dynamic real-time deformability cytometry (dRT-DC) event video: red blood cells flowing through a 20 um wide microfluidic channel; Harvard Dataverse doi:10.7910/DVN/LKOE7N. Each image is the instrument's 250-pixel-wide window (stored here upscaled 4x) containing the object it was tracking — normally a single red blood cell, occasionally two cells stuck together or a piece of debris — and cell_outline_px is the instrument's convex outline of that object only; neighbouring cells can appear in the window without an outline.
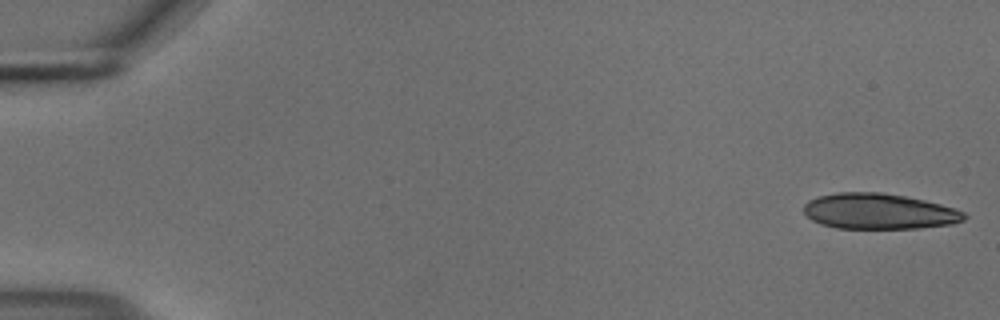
{"species": "common noctule bat (a hibernating species)", "species_latin": "Nyctalus noctula", "temperature_condition": "cold", "stored_images_in_passage": 55, "camera_frame_rate_fps": 3000, "um_per_image_px": 0.085, "animal": {"sex": "male", "body_mass_g": 18.8}, "frame": {"image": 1, "passage_image": 1, "time_ms": 0.0, "image_size_px": [1000, 320], "cell_outline_px": [[968, 216], [964, 220], [952, 224], [920, 228], [836, 228], [820, 224], [812, 220], [804, 212], [804, 204], [808, 200], [820, 196], [840, 192], [880, 192], [904, 196], [924, 200], [956, 208], [964, 212]], "centroid_in_image_um": [74.73, 17.96], "position_along_channel_um": 10.3, "area_um2": 33.35}}
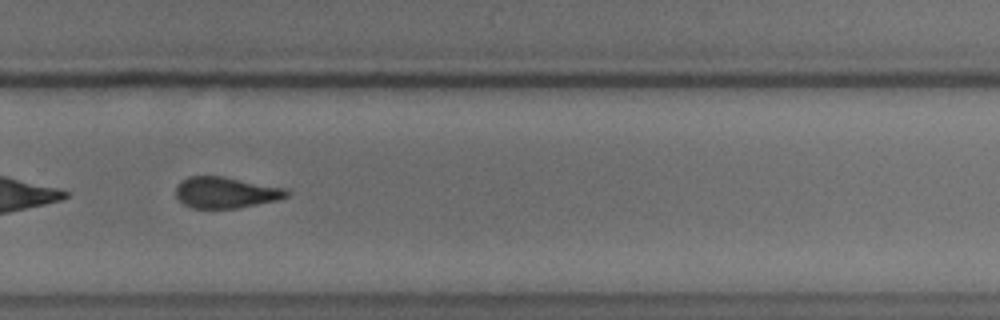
{"frame": {"image": 2, "passage_image": 38, "time_ms": 12.333, "image_size_px": [1000, 320], "cell_outline_px": [[292, 192], [288, 196], [276, 200], [236, 208], [192, 208], [184, 204], [176, 196], [176, 188], [180, 180], [188, 176], [224, 176], [288, 188]], "centroid_in_image_um": [19.21, 16.34], "position_along_channel_um": 310.6, "area_um2": 20.29}}
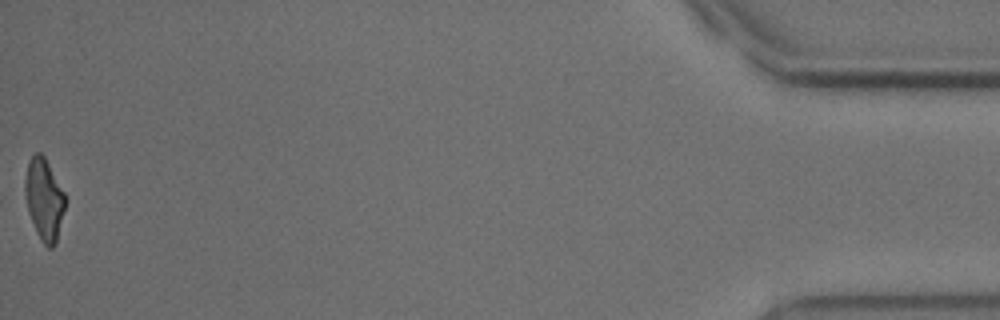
{"frame": {"image": 3, "passage_image": 55, "time_ms": 18.0, "image_size_px": [1000, 320], "cell_outline_px": [[68, 200], [56, 244], [52, 248], [48, 248], [44, 244], [36, 232], [28, 212], [24, 192], [24, 180], [28, 164], [32, 156], [36, 152], [40, 152], [44, 156], [64, 192]], "centroid_in_image_um": [3.77, 16.97], "position_along_channel_um": 431.4, "area_um2": 19.36}, "authors_computed_cell_mechanics": {"area_um2": 21.386, "velocity_mm_per_s": 3.691, "shape_relaxation_time_tau1_ms": 8.577, "shape_relaxation_time_tau2_ms": 3.8557, "deformation_change_tau1": 0.1791, "deformation_change_tau2": 0.103}}